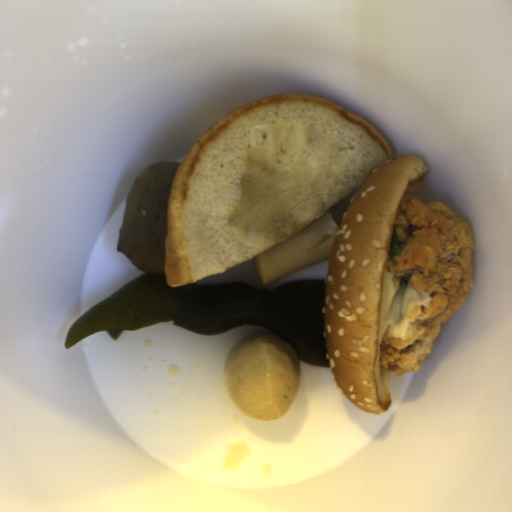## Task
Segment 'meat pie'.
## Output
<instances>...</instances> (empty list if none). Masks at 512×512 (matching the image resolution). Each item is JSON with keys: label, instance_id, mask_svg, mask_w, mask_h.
<instances>
[{"label": "meat pie", "instance_id": "b5893723", "mask_svg": "<svg viewBox=\"0 0 512 512\" xmlns=\"http://www.w3.org/2000/svg\"><path fill=\"white\" fill-rule=\"evenodd\" d=\"M401 244L399 256H389L386 272L404 278L418 292L432 299L428 307L417 304L410 317L415 333L409 340L385 336L389 344L380 354L384 369L397 375L415 373L432 352L441 324L466 302L472 287L474 235L468 224L447 205L424 201L414 195L401 199L393 233Z\"/></svg>", "mask_w": 512, "mask_h": 512}]
</instances>
